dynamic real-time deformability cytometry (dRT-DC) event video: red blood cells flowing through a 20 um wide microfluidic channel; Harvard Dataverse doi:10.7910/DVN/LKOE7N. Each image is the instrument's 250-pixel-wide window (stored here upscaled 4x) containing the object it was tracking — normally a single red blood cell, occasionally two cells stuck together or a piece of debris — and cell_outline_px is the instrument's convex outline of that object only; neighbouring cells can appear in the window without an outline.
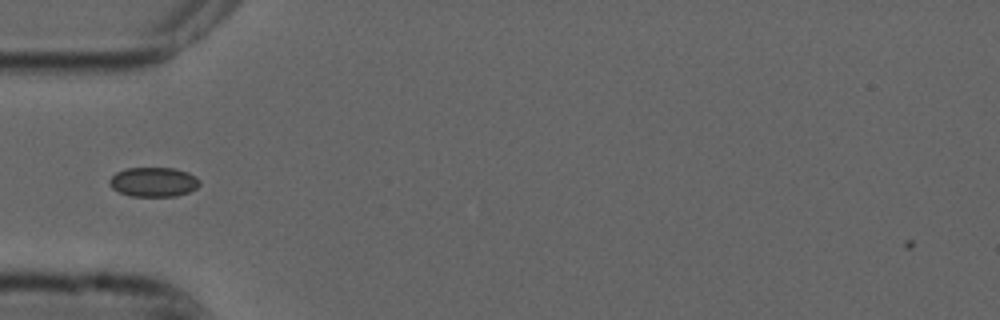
{"species": "common noctule bat (a hibernating species)", "species_latin": "Nyctalus noctula", "temperature_condition": "cold", "stored_images_in_passage": 40, "camera_frame_rate_fps": 3000, "um_per_image_px": 0.085, "animal": {"sex": "male", "forearm_length_mm": 52.5}, "frame": {"image": 1, "passage_image": 3, "time_ms": 0.667, "image_size_px": [1000, 320], "cell_outline_px": [[200, 184], [196, 188], [188, 192], [176, 196], [132, 196], [120, 192], [112, 188], [108, 184], [108, 180], [116, 172], [124, 168], [176, 168], [188, 172], [196, 176], [200, 180]], "centroid_in_image_um": [13.05, 15.46], "position_along_channel_um": 72.0, "area_um2": 15.61}}
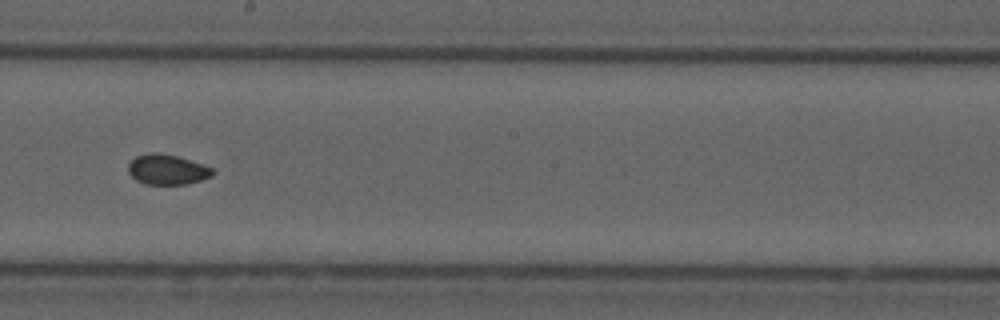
{"frame": {"image": 2, "passage_image": 16, "time_ms": 5.0, "image_size_px": [1000, 320], "cell_outline_px": [[216, 172], [212, 176], [188, 184], [144, 184], [136, 180], [128, 172], [128, 164], [136, 156], [152, 152], [156, 152], [176, 156], [212, 168]], "centroid_in_image_um": [14.19, 14.42], "position_along_channel_um": 234.0, "area_um2": 14.68}}
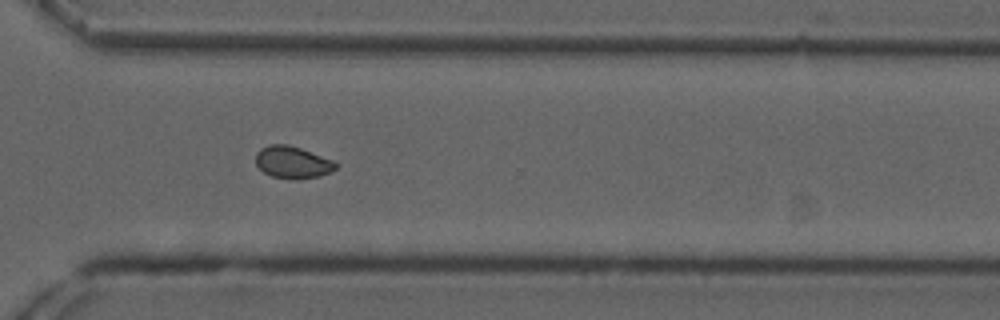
{"frame": {"image": 3, "passage_image": 25, "time_ms": 8.0, "image_size_px": [1000, 320], "cell_outline_px": [[340, 164], [336, 168], [320, 176], [292, 180], [272, 176], [264, 172], [256, 164], [256, 152], [260, 148], [272, 144], [288, 144], [300, 148], [332, 160]], "centroid_in_image_um": [24.86, 13.8], "position_along_channel_um": 345.7, "area_um2": 14.91}, "authors_computed_cell_mechanics": {"area_um2": 14.9124, "velocity_mm_per_s": 3.7276, "shape_relaxation_time_tau1_ms": null, "shape_relaxation_time_tau2_ms": 1.8203, "deformation_change_tau1": null, "deformation_change_tau2": 0.0443}}